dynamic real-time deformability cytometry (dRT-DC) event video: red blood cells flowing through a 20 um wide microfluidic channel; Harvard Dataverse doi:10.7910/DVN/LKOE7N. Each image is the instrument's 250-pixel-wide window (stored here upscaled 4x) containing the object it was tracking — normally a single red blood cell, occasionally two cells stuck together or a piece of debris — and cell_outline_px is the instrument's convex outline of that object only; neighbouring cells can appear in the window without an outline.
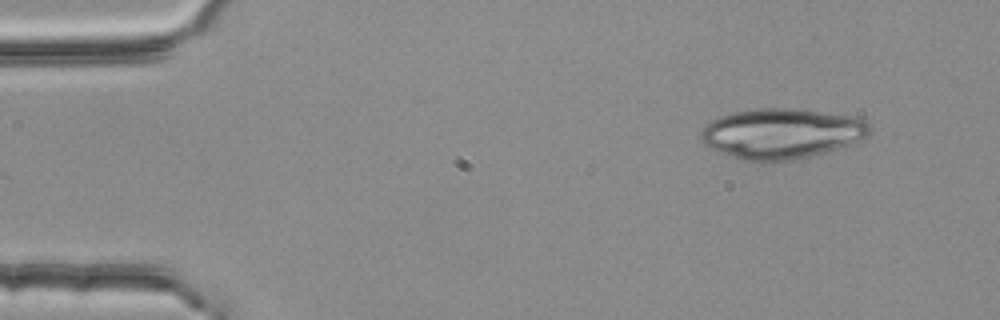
{"species": "common noctule bat (a hibernating species)", "species_latin": "Nyctalus noctula", "temperature_condition": "room temperature", "stored_images_in_passage": 4, "camera_frame_rate_fps": 3000, "um_per_image_px": 0.085, "animal": {"sex": "female", "body_mass_g": 25.1}, "frame": {"image": 1, "passage_image": 4, "time_ms": 1.0, "image_size_px": [1000, 320], "cell_outline_px": [[872, 132], [848, 144], [824, 152], [808, 156], [788, 160], [740, 160], [708, 148], [700, 140], [700, 136], [704, 128], [712, 120], [720, 116], [732, 112], [756, 108], [792, 108], [856, 116], [864, 120], [872, 128]], "centroid_in_image_um": [66.39, 11.33], "position_along_channel_um": 18.6, "area_um2": 49.01}}